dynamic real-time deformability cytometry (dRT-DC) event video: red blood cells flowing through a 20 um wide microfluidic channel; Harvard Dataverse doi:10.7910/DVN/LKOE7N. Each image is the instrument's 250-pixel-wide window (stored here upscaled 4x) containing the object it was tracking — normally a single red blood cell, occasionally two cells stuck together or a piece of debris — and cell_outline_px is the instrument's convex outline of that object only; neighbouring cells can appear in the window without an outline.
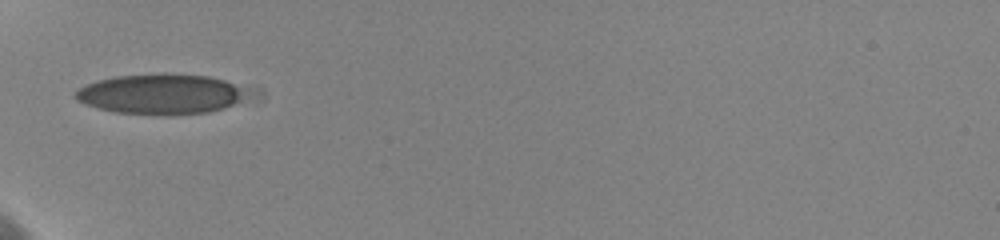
{"species": "human", "species_latin": "Homo sapiens", "temperature_condition": "cold", "stored_images_in_passage": 42, "camera_frame_rate_fps": 3000, "um_per_image_px": 0.085, "donor": {"sex": "female"}, "frame": {"image": 1, "passage_image": 1, "time_ms": 0.0, "image_size_px": [1000, 240], "cell_outline_px": [[264, 100], [208, 112], [164, 116], [116, 112], [84, 104], [76, 100], [72, 96], [80, 88], [88, 84], [100, 80], [116, 76], [164, 72], [208, 76], [260, 88], [264, 92]], "centroid_in_image_um": [14.15, 8.0], "position_along_channel_um": 70.8, "area_um2": 43.35}}
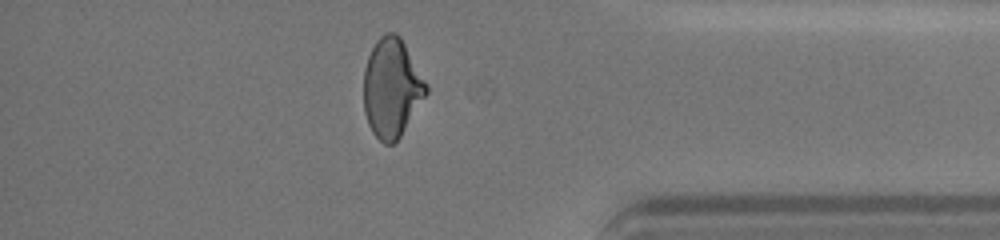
{"frame": {"image": 2, "passage_image": 37, "time_ms": 9.667, "image_size_px": [1000, 240], "cell_outline_px": [[428, 92], [400, 136], [392, 144], [384, 144], [372, 132], [368, 124], [364, 112], [364, 68], [368, 56], [376, 40], [380, 36], [388, 32], [396, 32], [400, 36], [428, 84]], "centroid_in_image_um": [33.29, 7.46], "position_along_channel_um": 401.9, "area_um2": 35.95}}